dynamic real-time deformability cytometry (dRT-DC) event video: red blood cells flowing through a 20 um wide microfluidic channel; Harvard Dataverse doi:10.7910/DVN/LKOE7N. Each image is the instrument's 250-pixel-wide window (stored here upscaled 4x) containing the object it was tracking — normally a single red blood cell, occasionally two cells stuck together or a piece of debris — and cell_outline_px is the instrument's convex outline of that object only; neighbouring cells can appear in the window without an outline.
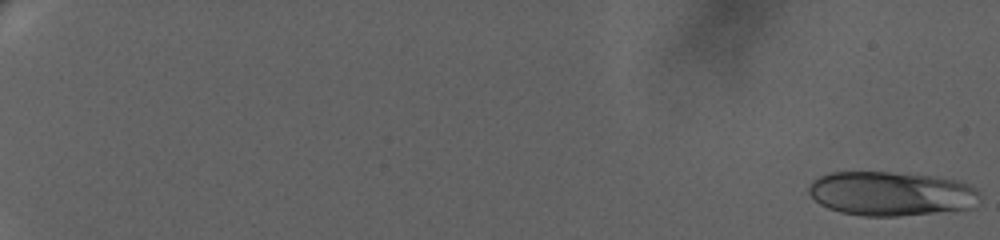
{"species": "human", "species_latin": "Homo sapiens", "temperature_condition": "warm", "stored_images_in_passage": 34, "camera_frame_rate_fps": 3000, "um_per_image_px": 0.085, "donor": {"sex": "female"}, "frame": {"image": 1, "passage_image": 1, "time_ms": 0.0, "image_size_px": [1000, 240], "cell_outline_px": [[980, 200], [972, 208], [900, 216], [864, 216], [840, 212], [828, 208], [820, 204], [808, 192], [808, 188], [812, 180], [828, 172], [888, 172], [932, 176], [956, 180], [968, 184], [976, 188], [980, 192]], "centroid_in_image_um": [75.75, 16.46], "position_along_channel_um": 9.3, "area_um2": 44.22}}
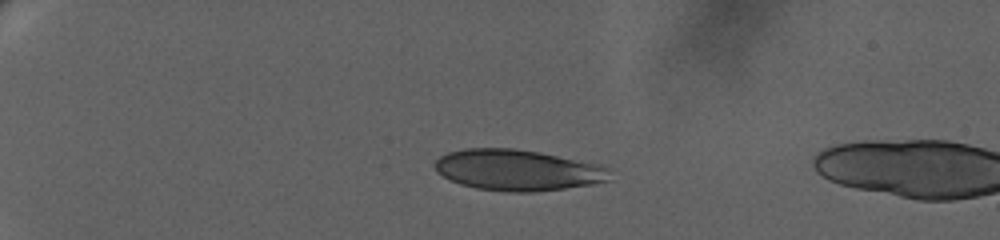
{"frame": {"image": 2, "passage_image": 27, "time_ms": 6.0, "image_size_px": [1000, 240], "cell_outline_px": [[608, 180], [596, 184], [532, 192], [504, 192], [476, 188], [460, 184], [448, 180], [436, 172], [432, 164], [440, 156], [448, 152], [464, 148], [512, 148], [540, 152], [600, 164], [604, 168]], "centroid_in_image_um": [43.9, 14.45], "position_along_channel_um": 41.1, "area_um2": 41.91}}